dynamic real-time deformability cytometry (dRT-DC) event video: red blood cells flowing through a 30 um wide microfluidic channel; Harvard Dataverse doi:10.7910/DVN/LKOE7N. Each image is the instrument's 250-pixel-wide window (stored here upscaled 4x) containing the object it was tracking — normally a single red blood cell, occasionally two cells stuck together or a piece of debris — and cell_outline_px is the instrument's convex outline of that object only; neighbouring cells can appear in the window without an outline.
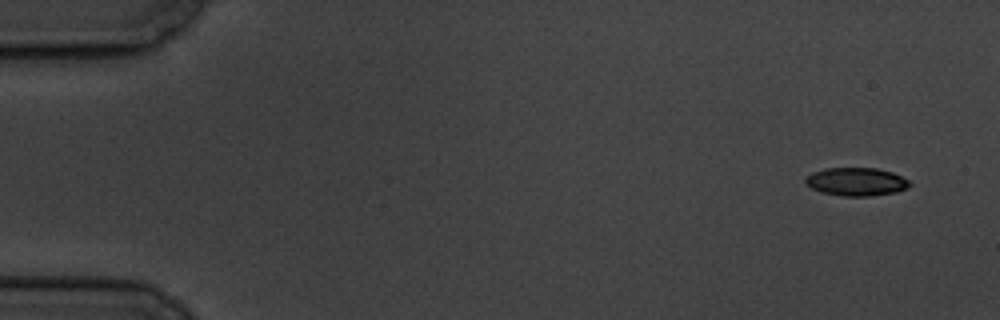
{"species": "common noctule bat (a hibernating species)", "species_latin": "Nyctalus noctula", "temperature_condition": "cold", "stored_images_in_passage": 5, "camera_frame_rate_fps": 3000, "um_per_image_px": 0.085, "animal": {"sex": "male", "body_mass_g": 19.5, "forearm_length_mm": 54.6}, "frame": {"image": 1, "passage_image": 1, "time_ms": 0.0, "image_size_px": [1000, 320], "cell_outline_px": [[912, 184], [908, 188], [896, 192], [872, 196], [844, 196], [820, 192], [812, 188], [804, 180], [812, 172], [824, 168], [876, 168], [892, 172], [908, 180]], "centroid_in_image_um": [72.8, 15.45], "position_along_channel_um": 12.2, "area_um2": 17.11}}
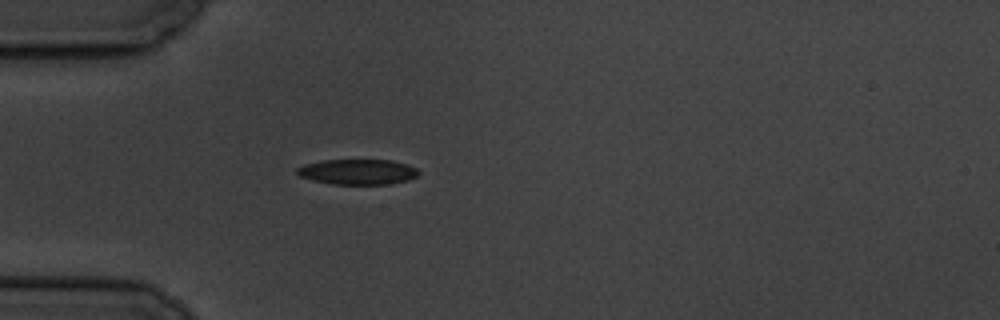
{"frame": {"image": 2, "passage_image": 5, "time_ms": 4.667, "image_size_px": [1000, 320], "cell_outline_px": [[420, 172], [416, 176], [408, 180], [388, 184], [332, 184], [312, 180], [300, 176], [296, 172], [296, 168], [304, 164], [320, 160], [392, 160], [408, 164], [416, 168]], "centroid_in_image_um": [30.39, 14.6], "position_along_channel_um": 54.6, "area_um2": 18.03}}